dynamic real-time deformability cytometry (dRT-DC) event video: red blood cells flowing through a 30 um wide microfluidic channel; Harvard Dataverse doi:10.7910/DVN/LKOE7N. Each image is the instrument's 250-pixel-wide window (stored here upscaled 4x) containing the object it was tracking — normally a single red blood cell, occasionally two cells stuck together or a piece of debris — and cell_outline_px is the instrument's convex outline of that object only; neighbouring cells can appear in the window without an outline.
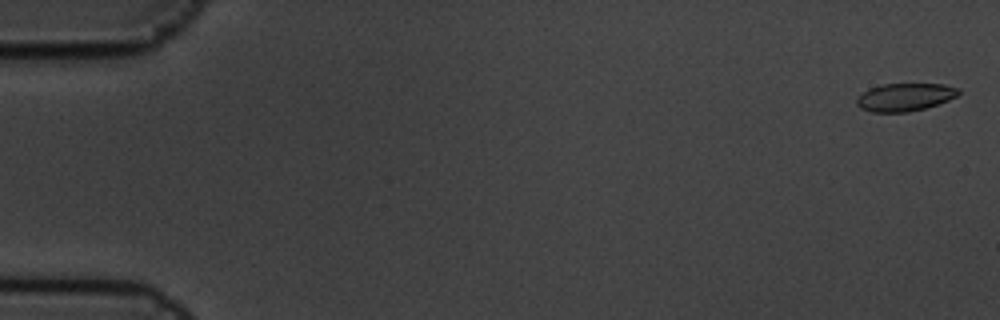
{"species": "common noctule bat (a hibernating species)", "species_latin": "Nyctalus noctula", "temperature_condition": "cold", "stored_images_in_passage": 5, "camera_frame_rate_fps": 3000, "um_per_image_px": 0.085, "animal": {"sex": "male", "body_mass_g": 19.5, "forearm_length_mm": 54.6}, "frame": {"image": 1, "passage_image": 1, "time_ms": 0.0, "image_size_px": [1000, 320], "cell_outline_px": [[960, 92], [956, 96], [948, 100], [924, 108], [908, 112], [872, 112], [860, 108], [856, 104], [856, 96], [868, 88], [884, 84], [944, 84], [960, 88]], "centroid_in_image_um": [76.87, 8.25], "position_along_channel_um": 8.1, "area_um2": 16.59}}
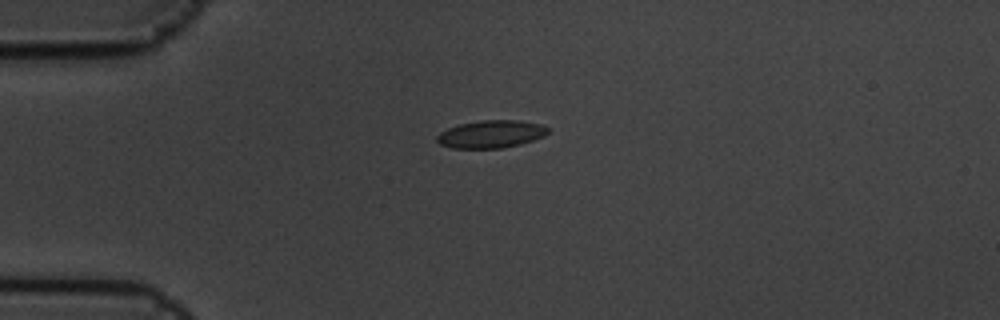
{"frame": {"image": 2, "passage_image": 5, "time_ms": 1.333, "image_size_px": [1000, 320], "cell_outline_px": [[548, 132], [544, 136], [520, 144], [500, 148], [452, 148], [440, 144], [436, 140], [436, 136], [440, 132], [448, 128], [460, 124], [480, 120], [516, 120], [540, 124], [548, 128]], "centroid_in_image_um": [41.71, 11.4], "position_along_channel_um": 43.3, "area_um2": 17.74}}